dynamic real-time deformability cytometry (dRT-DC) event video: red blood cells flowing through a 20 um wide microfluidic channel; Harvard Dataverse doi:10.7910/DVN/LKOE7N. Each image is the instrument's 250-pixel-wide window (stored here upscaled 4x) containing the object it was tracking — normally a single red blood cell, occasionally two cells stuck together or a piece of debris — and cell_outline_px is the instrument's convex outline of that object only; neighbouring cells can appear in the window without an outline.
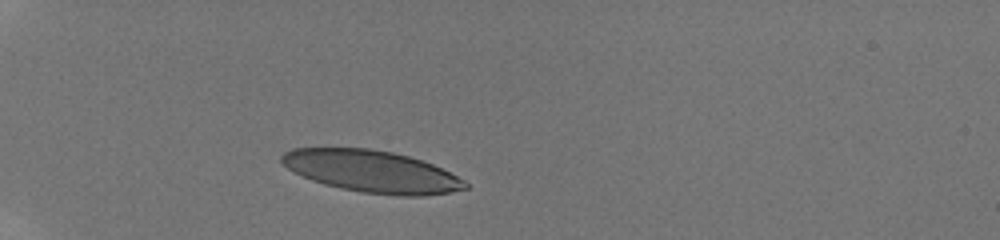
{"species": "human", "species_latin": "Homo sapiens", "temperature_condition": "room temperature", "stored_images_in_passage": 12, "camera_frame_rate_fps": 3000, "um_per_image_px": 0.085, "donor": {"sex": "male"}, "frame": {"image": 1, "passage_image": 1, "time_ms": 0.0, "image_size_px": [1000, 240], "cell_outline_px": [[468, 188], [452, 192], [424, 196], [400, 196], [364, 192], [340, 188], [324, 184], [312, 180], [288, 168], [280, 160], [280, 156], [284, 152], [292, 148], [368, 148], [392, 152], [408, 156], [432, 164], [464, 180], [468, 184]], "centroid_in_image_um": [31.6, 14.57], "position_along_channel_um": 53.4, "area_um2": 44.56}}
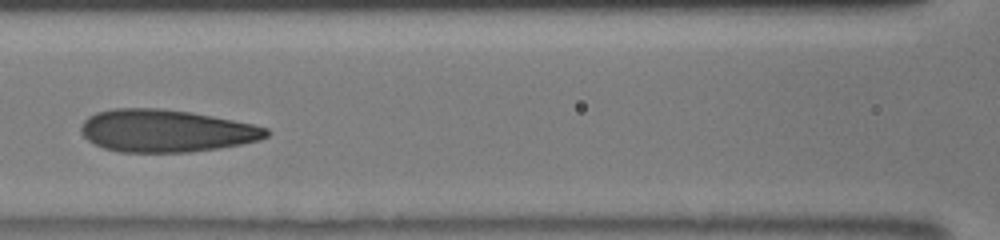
{"frame": {"image": 2, "passage_image": 8, "time_ms": 3.333, "image_size_px": [1000, 240], "cell_outline_px": [[272, 132], [268, 136], [260, 140], [220, 148], [188, 152], [120, 152], [104, 148], [88, 140], [80, 132], [80, 128], [84, 120], [88, 116], [96, 112], [112, 108], [156, 108], [192, 112], [252, 124], [268, 128]], "centroid_in_image_um": [14.11, 11.12], "position_along_channel_um": 152.5, "area_um2": 45.95}}
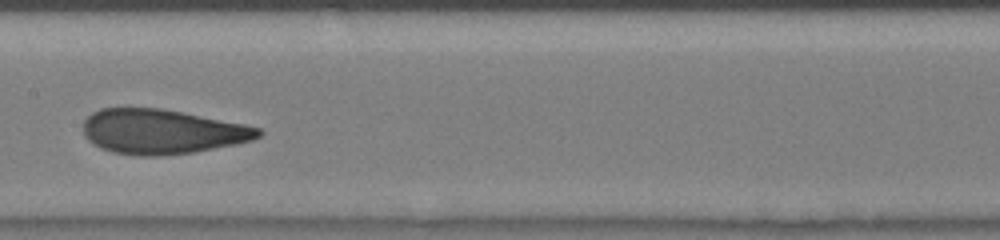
{"frame": {"image": 3, "passage_image": 10, "time_ms": 4.333, "image_size_px": [1000, 240], "cell_outline_px": [[264, 132], [260, 136], [252, 140], [236, 144], [196, 152], [156, 156], [140, 156], [112, 152], [100, 148], [88, 140], [84, 136], [84, 120], [92, 112], [100, 108], [160, 108], [244, 124], [260, 128]], "centroid_in_image_um": [13.76, 11.19], "position_along_channel_um": 193.6, "area_um2": 45.6}}